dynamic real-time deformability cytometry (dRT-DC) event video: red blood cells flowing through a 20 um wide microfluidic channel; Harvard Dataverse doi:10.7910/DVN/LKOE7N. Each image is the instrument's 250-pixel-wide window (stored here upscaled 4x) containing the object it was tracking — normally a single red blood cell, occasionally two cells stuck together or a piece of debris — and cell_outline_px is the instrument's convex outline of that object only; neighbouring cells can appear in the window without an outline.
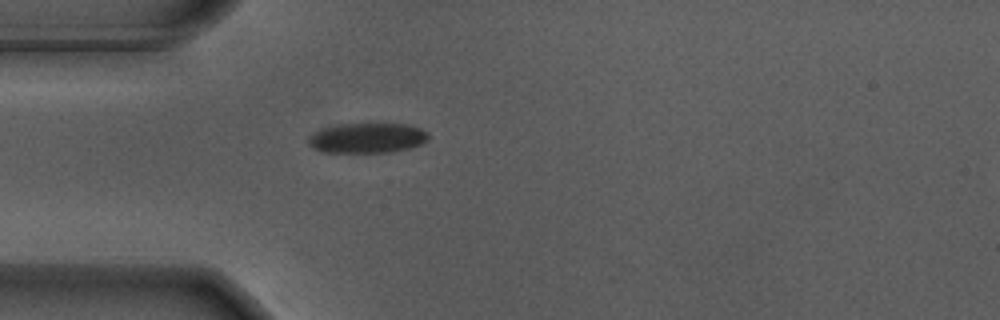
{"species": "Egyptian fruit bat (a non-hibernating species)", "species_latin": "Rousettus aegyptiacus", "temperature_condition": "warm", "stored_images_in_passage": 41, "camera_frame_rate_fps": 3000, "um_per_image_px": 0.085, "animal": {"sex": "male"}, "frame": {"image": 1, "passage_image": 1, "time_ms": 0.0, "image_size_px": [1000, 320], "cell_outline_px": [[428, 140], [420, 144], [408, 148], [392, 152], [324, 152], [312, 148], [308, 144], [308, 140], [316, 132], [324, 128], [340, 124], [408, 124], [420, 128], [428, 132]], "centroid_in_image_um": [31.24, 11.73], "position_along_channel_um": 53.8, "area_um2": 20.81}}
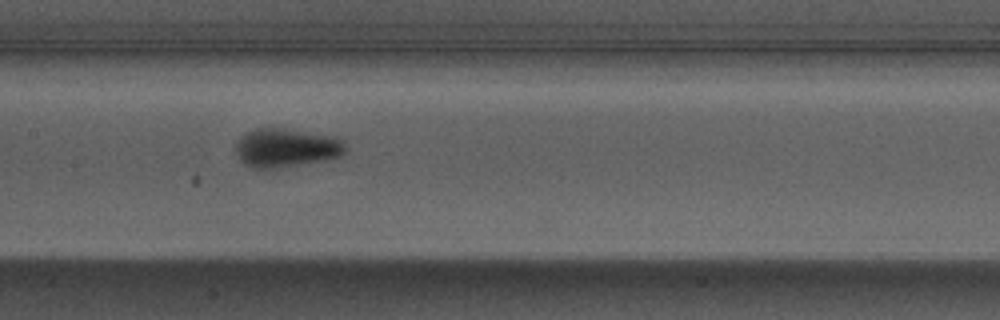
{"frame": {"image": 2, "passage_image": 12, "time_ms": 3.667, "image_size_px": [1000, 320], "cell_outline_px": [[348, 148], [340, 156], [280, 168], [252, 168], [244, 164], [240, 160], [236, 152], [236, 140], [240, 136], [256, 128], [280, 128], [344, 136]], "centroid_in_image_um": [24.38, 12.54], "position_along_channel_um": 183.0, "area_um2": 25.2}}
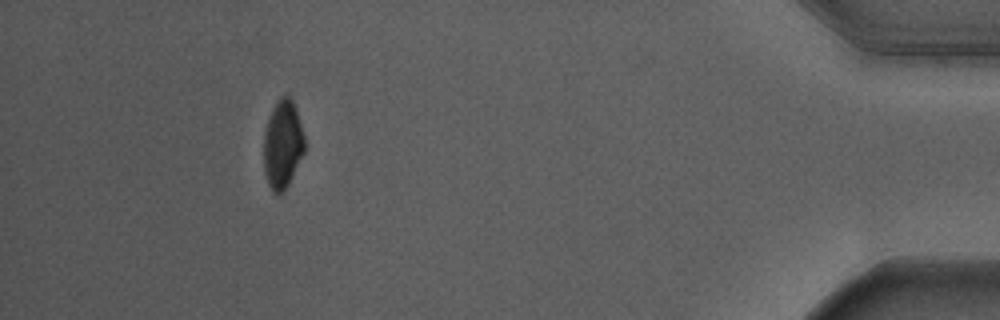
{"frame": {"image": 3, "passage_image": 36, "time_ms": 11.667, "image_size_px": [1000, 320], "cell_outline_px": [[304, 152], [288, 184], [280, 192], [272, 192], [268, 184], [264, 172], [264, 136], [268, 120], [272, 108], [280, 96], [288, 96], [292, 100], [304, 136]], "centroid_in_image_um": [24.01, 12.27], "position_along_channel_um": 411.2, "area_um2": 20.46}, "authors_computed_cell_mechanics": {"area_um2": 22.7154, "velocity_mm_per_s": 3.6839, "shape_relaxation_time_tau1_ms": 2.7991, "shape_relaxation_time_tau2_ms": null, "deformation_change_tau1": 0.1424, "deformation_change_tau2": null}}